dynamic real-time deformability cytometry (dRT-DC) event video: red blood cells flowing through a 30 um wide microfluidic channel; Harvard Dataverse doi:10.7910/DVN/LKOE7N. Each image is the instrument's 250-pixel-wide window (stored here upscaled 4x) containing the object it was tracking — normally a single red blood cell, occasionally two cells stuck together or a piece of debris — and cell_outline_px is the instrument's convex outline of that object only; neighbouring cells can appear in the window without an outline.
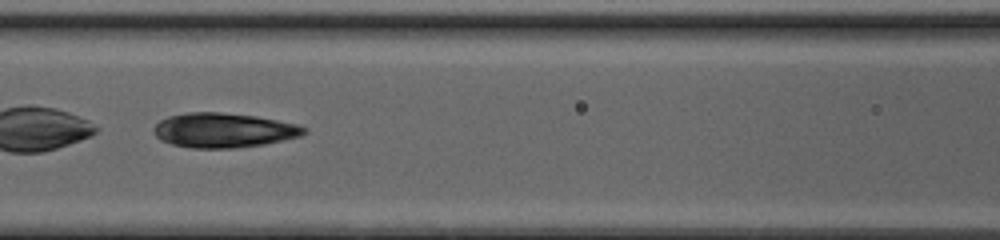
{"species": "common noctule bat (a hibernating species)", "species_latin": "Nyctalus noctula", "temperature_condition": "cold", "stored_images_in_passage": 48, "camera_frame_rate_fps": 3000, "um_per_image_px": 0.085, "animal": {"sex": "female", "body_mass_g": 20.0, "forearm_length_mm": 54.0}, "frame": {"image": 1, "passage_image": 24, "time_ms": 7.667, "image_size_px": [1000, 240], "cell_outline_px": [[308, 132], [300, 136], [264, 144], [236, 148], [192, 148], [172, 144], [160, 140], [152, 132], [152, 128], [160, 120], [168, 116], [188, 112], [220, 112], [256, 116], [296, 124], [308, 128]], "centroid_in_image_um": [18.98, 11.07], "position_along_channel_um": 147.6, "area_um2": 30.4}}
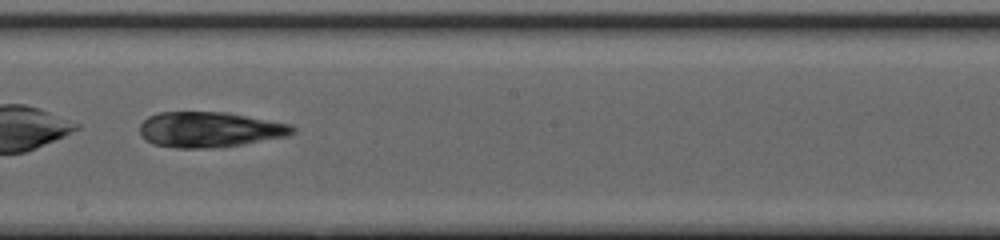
{"frame": {"image": 2, "passage_image": 30, "time_ms": 9.667, "image_size_px": [1000, 240], "cell_outline_px": [[296, 132], [288, 136], [240, 144], [212, 148], [176, 148], [152, 144], [144, 140], [140, 136], [140, 124], [148, 116], [160, 112], [228, 112], [292, 124], [296, 128]], "centroid_in_image_um": [17.81, 11.01], "position_along_channel_um": 230.4, "area_um2": 31.79}}
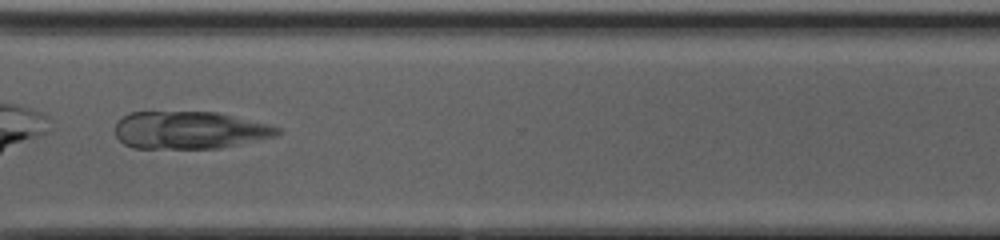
{"frame": {"image": 3, "passage_image": 39, "time_ms": 12.667, "image_size_px": [1000, 240], "cell_outline_px": [[280, 132], [276, 136], [220, 148], [132, 148], [124, 144], [116, 136], [116, 124], [128, 112], [220, 112], [268, 124], [280, 128]], "centroid_in_image_um": [16.12, 11.06], "position_along_channel_um": 354.5, "area_um2": 35.43}}